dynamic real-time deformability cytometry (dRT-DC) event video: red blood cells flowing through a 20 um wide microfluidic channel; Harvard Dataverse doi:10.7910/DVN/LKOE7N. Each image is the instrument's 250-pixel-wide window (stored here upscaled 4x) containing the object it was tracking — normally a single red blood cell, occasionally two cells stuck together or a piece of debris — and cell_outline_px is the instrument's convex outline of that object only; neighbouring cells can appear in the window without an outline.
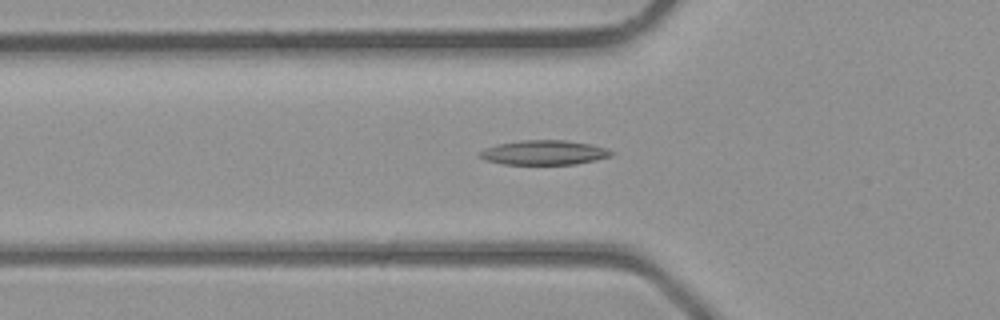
{"species": "common noctule bat (a hibernating species)", "species_latin": "Nyctalus noctula", "temperature_condition": "room temperature", "stored_images_in_passage": 36, "camera_frame_rate_fps": 3000, "um_per_image_px": 0.085, "animal": {"sex": "male", "body_mass_g": 23.1, "forearm_length_mm": 52.7}, "frame": {"image": 1, "passage_image": 10, "time_ms": 3.0, "image_size_px": [1000, 320], "cell_outline_px": [[616, 152], [612, 156], [596, 160], [576, 164], [504, 164], [488, 160], [476, 156], [480, 152], [496, 144], [524, 140], [564, 140], [592, 144]], "centroid_in_image_um": [46.29, 12.97], "position_along_channel_um": 79.5, "area_um2": 18.73}}
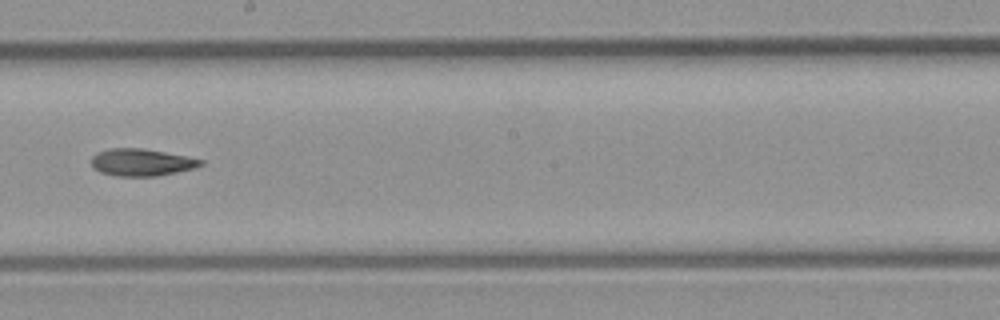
{"frame": {"image": 2, "passage_image": 19, "time_ms": 6.0, "image_size_px": [1000, 320], "cell_outline_px": [[204, 164], [196, 168], [156, 176], [116, 176], [100, 172], [92, 168], [92, 156], [96, 152], [108, 148], [144, 148], [188, 156], [204, 160]], "centroid_in_image_um": [12.03, 13.79], "position_along_channel_um": 236.2, "area_um2": 17.57}}
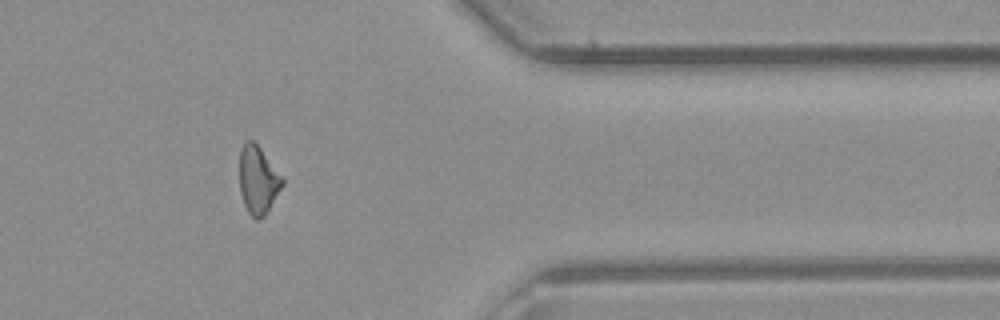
{"frame": {"image": 3, "passage_image": 29, "time_ms": 9.333, "image_size_px": [1000, 320], "cell_outline_px": [[284, 184], [264, 216], [260, 220], [256, 220], [248, 212], [244, 204], [240, 192], [240, 152], [244, 140], [252, 140], [260, 148], [284, 180]], "centroid_in_image_um": [21.92, 15.31], "position_along_channel_um": 389.5, "area_um2": 16.7}}